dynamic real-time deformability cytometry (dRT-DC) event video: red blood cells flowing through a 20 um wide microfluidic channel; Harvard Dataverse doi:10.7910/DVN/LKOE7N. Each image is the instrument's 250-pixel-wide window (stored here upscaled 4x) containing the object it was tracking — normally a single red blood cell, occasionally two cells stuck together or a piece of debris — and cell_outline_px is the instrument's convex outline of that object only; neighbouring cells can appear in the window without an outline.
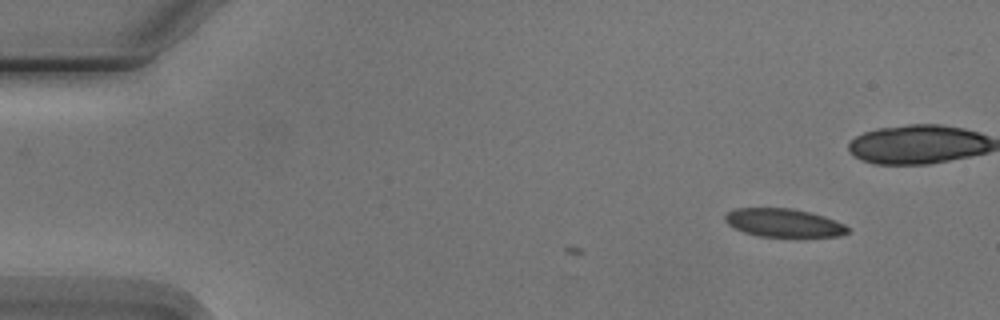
{"species": "Egyptian fruit bat (a non-hibernating species)", "species_latin": "Rousettus aegyptiacus", "temperature_condition": "cold", "stored_images_in_passage": 4, "camera_frame_rate_fps": 3000, "um_per_image_px": 0.085, "animal": {"sex": "male"}, "frame": {"image": 1, "passage_image": 1, "time_ms": 0.0, "image_size_px": [1000, 320], "cell_outline_px": [[848, 232], [836, 236], [760, 236], [744, 232], [728, 224], [724, 220], [724, 216], [728, 212], [736, 208], [792, 208], [824, 216], [844, 224], [848, 228]], "centroid_in_image_um": [66.58, 18.93], "position_along_channel_um": 18.4, "area_um2": 19.88}}
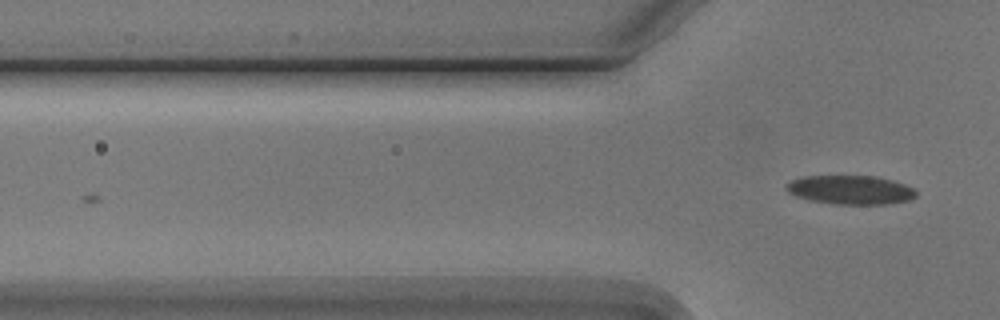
{"frame": {"image": 2, "passage_image": 4, "time_ms": 3.333, "image_size_px": [1000, 320], "cell_outline_px": [[916, 196], [908, 200], [884, 204], [836, 204], [808, 200], [796, 196], [788, 192], [784, 188], [784, 184], [792, 180], [804, 176], [872, 176], [892, 180], [904, 184], [912, 188], [916, 192]], "centroid_in_image_um": [72.23, 16.14], "position_along_channel_um": 53.6, "area_um2": 21.79}}